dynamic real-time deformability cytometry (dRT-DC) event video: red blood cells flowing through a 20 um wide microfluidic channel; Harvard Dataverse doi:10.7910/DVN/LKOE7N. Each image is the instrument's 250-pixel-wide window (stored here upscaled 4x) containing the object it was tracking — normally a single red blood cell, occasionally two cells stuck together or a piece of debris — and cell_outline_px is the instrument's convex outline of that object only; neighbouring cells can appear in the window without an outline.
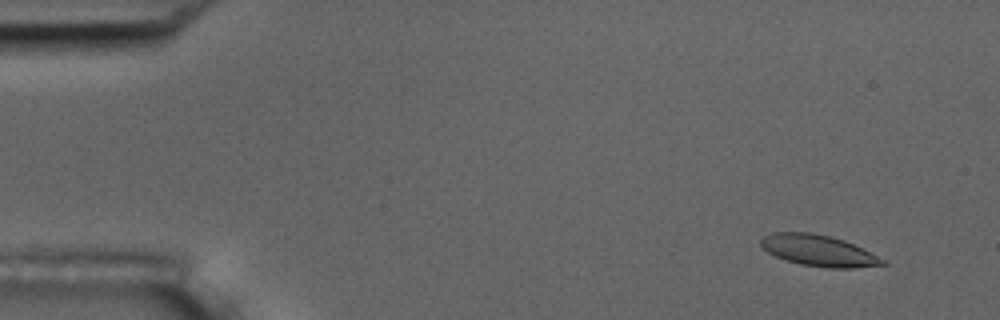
{"species": "common noctule bat (a hibernating species)", "species_latin": "Nyctalus noctula", "temperature_condition": "room temperature", "stored_images_in_passage": 6, "camera_frame_rate_fps": 3000, "um_per_image_px": 0.085, "animal": {"sex": "male", "body_mass_g": 17.5, "forearm_length_mm": 52.3}, "frame": {"image": 1, "passage_image": 2, "time_ms": 1.333, "image_size_px": [1000, 320], "cell_outline_px": [[888, 264], [852, 268], [828, 268], [800, 264], [776, 256], [768, 252], [760, 244], [760, 240], [764, 236], [772, 232], [812, 232], [844, 240], [888, 260]], "centroid_in_image_um": [69.61, 21.3], "position_along_channel_um": 15.4, "area_um2": 22.08}}
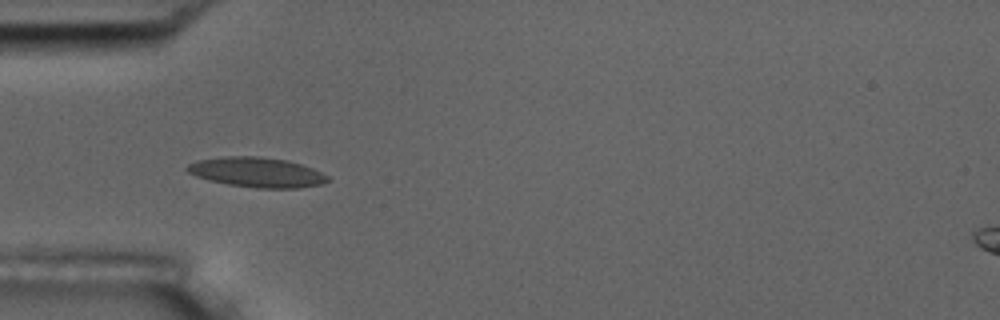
{"frame": {"image": 2, "passage_image": 5, "time_ms": 5.667, "image_size_px": [1000, 320], "cell_outline_px": [[328, 180], [320, 184], [300, 188], [256, 188], [228, 184], [208, 180], [196, 176], [188, 172], [184, 168], [188, 164], [196, 160], [220, 156], [256, 156], [288, 160], [312, 168], [328, 176]], "centroid_in_image_um": [21.77, 14.63], "position_along_channel_um": 63.2, "area_um2": 24.51}}